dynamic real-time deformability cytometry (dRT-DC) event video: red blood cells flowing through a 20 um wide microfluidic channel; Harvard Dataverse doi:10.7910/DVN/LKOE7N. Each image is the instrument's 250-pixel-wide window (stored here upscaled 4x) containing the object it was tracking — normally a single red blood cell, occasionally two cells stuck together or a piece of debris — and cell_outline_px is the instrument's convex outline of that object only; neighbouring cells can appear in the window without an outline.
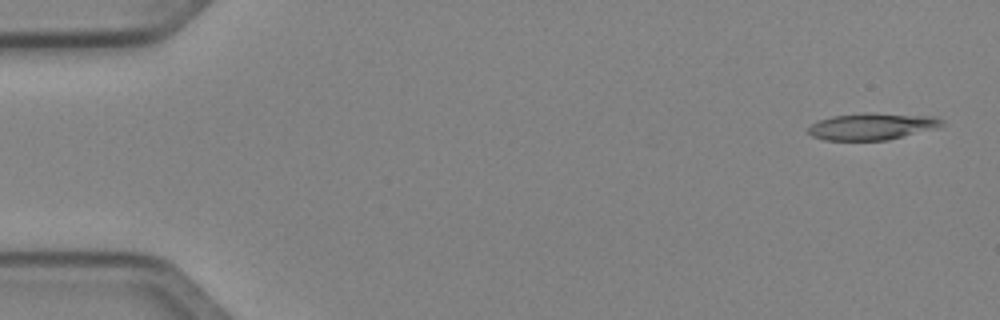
{"species": "Egyptian fruit bat (a non-hibernating species)", "species_latin": "Rousettus aegyptiacus", "temperature_condition": "cold", "stored_images_in_passage": 13, "camera_frame_rate_fps": 3000, "um_per_image_px": 0.085, "animal": {"sex": "female"}, "frame": {"image": 1, "passage_image": 2, "time_ms": 0.333, "image_size_px": [1000, 320], "cell_outline_px": [[944, 120], [940, 124], [888, 140], [824, 140], [812, 136], [808, 132], [808, 128], [816, 120], [832, 116], [864, 112], [868, 112], [932, 116]], "centroid_in_image_um": [73.96, 10.72], "position_along_channel_um": 11.0, "area_um2": 20.35}}